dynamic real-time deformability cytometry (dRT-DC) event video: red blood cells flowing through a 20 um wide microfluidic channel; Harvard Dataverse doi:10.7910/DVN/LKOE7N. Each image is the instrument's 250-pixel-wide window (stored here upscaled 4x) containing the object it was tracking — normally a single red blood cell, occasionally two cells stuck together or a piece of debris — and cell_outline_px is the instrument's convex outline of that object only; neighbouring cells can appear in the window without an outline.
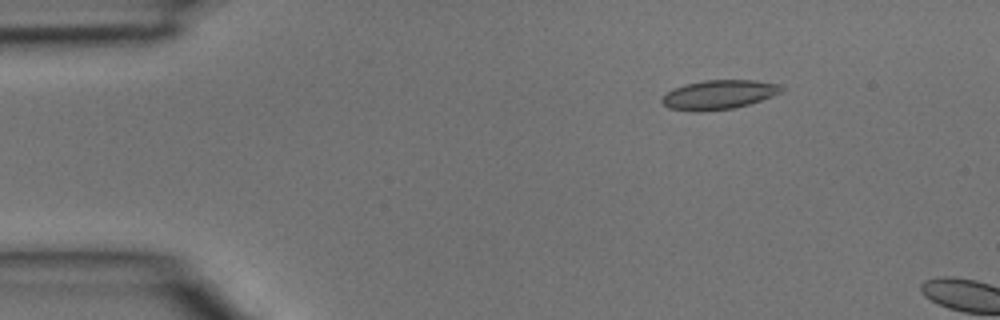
{"species": "common noctule bat (a hibernating species)", "species_latin": "Nyctalus noctula", "temperature_condition": "room temperature", "stored_images_in_passage": 2, "camera_frame_rate_fps": 3000, "um_per_image_px": 0.085, "animal": {"sex": "male", "body_mass_g": 15.6}, "frame": {"image": 1, "passage_image": 2, "time_ms": 0.333, "image_size_px": [1000, 320], "cell_outline_px": [[784, 88], [780, 92], [772, 96], [748, 104], [732, 108], [668, 108], [660, 100], [672, 88], [684, 84], [704, 80], [752, 80], [780, 84]], "centroid_in_image_um": [61.15, 7.98], "position_along_channel_um": 23.9, "area_um2": 19.31}}